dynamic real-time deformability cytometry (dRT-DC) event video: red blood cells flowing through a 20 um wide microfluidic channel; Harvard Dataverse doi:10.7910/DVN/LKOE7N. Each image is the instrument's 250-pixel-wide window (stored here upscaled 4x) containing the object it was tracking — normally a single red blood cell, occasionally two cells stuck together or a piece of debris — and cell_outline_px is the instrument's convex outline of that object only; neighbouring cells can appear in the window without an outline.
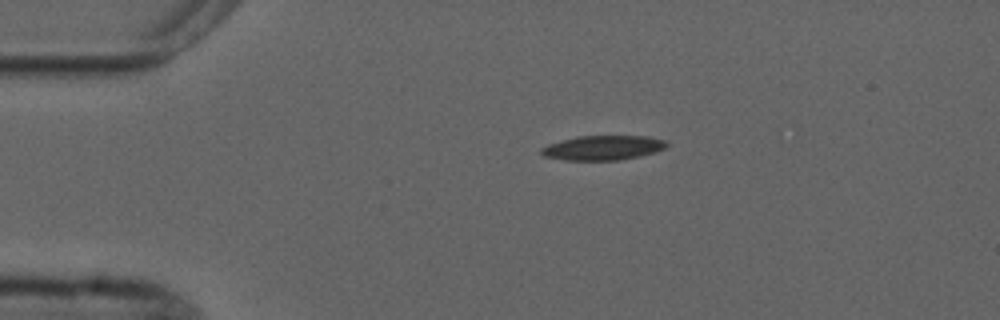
{"species": "common noctule bat (a hibernating species)", "species_latin": "Nyctalus noctula", "temperature_condition": "cold", "stored_images_in_passage": 3, "camera_frame_rate_fps": 3000, "um_per_image_px": 0.085, "animal": {"sex": "male", "forearm_length_mm": 52.5}, "frame": {"image": 1, "passage_image": 1, "time_ms": 0.0, "image_size_px": [1000, 320], "cell_outline_px": [[668, 144], [664, 148], [656, 152], [640, 156], [620, 160], [564, 160], [544, 156], [540, 152], [540, 148], [548, 144], [560, 140], [576, 136], [648, 136], [664, 140]], "centroid_in_image_um": [51.23, 12.56], "position_along_channel_um": 33.8, "area_um2": 18.03}}
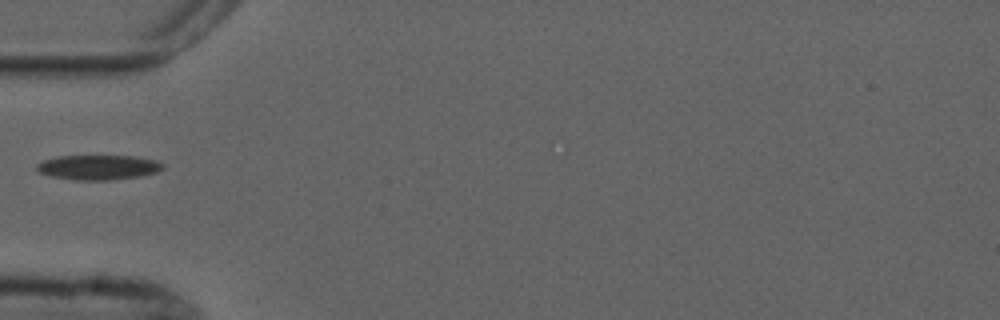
{"frame": {"image": 2, "passage_image": 3, "time_ms": 2.333, "image_size_px": [1000, 320], "cell_outline_px": [[164, 168], [156, 172], [140, 176], [108, 180], [72, 180], [52, 176], [40, 172], [36, 168], [36, 164], [44, 160], [56, 156], [132, 156], [156, 160], [164, 164]], "centroid_in_image_um": [8.35, 14.22], "position_along_channel_um": 76.6, "area_um2": 18.15}}